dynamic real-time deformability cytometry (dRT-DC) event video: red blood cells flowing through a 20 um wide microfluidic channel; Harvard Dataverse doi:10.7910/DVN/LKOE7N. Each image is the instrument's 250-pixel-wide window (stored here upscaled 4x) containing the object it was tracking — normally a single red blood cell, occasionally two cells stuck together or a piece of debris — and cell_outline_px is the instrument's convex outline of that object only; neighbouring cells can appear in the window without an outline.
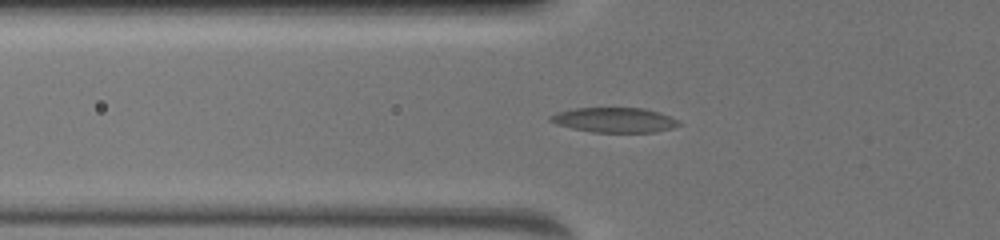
{"species": "common noctule bat (a hibernating species)", "species_latin": "Nyctalus noctula", "temperature_condition": "warm", "stored_images_in_passage": 20, "camera_frame_rate_fps": 3000, "um_per_image_px": 0.085, "animal": {"sex": "female", "body_mass_g": 19.5, "forearm_length_mm": 54.1}, "frame": {"image": 1, "passage_image": 15, "time_ms": 6.0, "image_size_px": [1000, 240], "cell_outline_px": [[684, 124], [672, 128], [656, 132], [592, 132], [572, 128], [556, 124], [548, 120], [548, 116], [556, 112], [576, 108], [644, 108], [668, 116]], "centroid_in_image_um": [52.19, 10.2], "position_along_channel_um": 73.6, "area_um2": 18.55}}
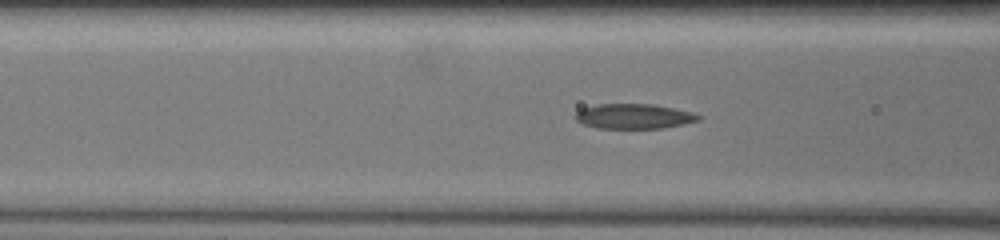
{"frame": {"image": 2, "passage_image": 17, "time_ms": 7.0, "image_size_px": [1000, 240], "cell_outline_px": [[704, 116], [700, 120], [684, 124], [664, 128], [596, 128], [584, 124], [576, 120], [572, 116], [576, 112], [584, 108], [596, 104], [656, 104], [696, 112]], "centroid_in_image_um": [53.95, 9.88], "position_along_channel_um": 112.7, "area_um2": 18.26}}
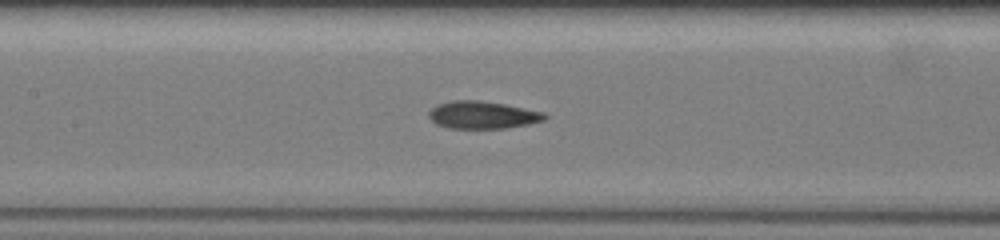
{"frame": {"image": 3, "passage_image": 20, "time_ms": 8.333, "image_size_px": [1000, 240], "cell_outline_px": [[548, 116], [544, 120], [528, 124], [508, 128], [452, 128], [436, 124], [428, 116], [428, 112], [432, 108], [440, 104], [452, 100], [476, 100], [504, 104], [544, 112]], "centroid_in_image_um": [41.03, 9.77], "position_along_channel_um": 166.4, "area_um2": 18.38}}